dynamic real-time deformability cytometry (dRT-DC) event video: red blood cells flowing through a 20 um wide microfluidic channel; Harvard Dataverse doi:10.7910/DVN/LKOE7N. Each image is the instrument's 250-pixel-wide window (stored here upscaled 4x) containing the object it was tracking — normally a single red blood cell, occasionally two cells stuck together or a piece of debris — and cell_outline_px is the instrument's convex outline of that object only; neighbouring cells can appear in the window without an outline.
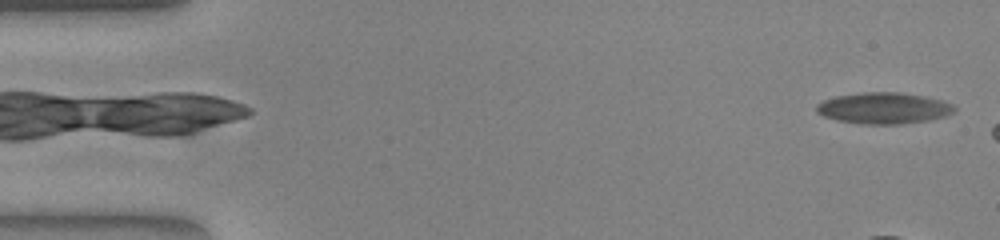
{"species": "common noctule bat (a hibernating species)", "species_latin": "Nyctalus noctula", "temperature_condition": "warm", "stored_images_in_passage": 10, "camera_frame_rate_fps": 3000, "um_per_image_px": 0.085, "animal": {"sex": "female", "body_mass_g": 23.0, "forearm_length_mm": 53.4}, "frame": {"image": 1, "passage_image": 1, "time_ms": 0.0, "image_size_px": [1000, 240], "cell_outline_px": [[956, 108], [952, 112], [944, 116], [928, 120], [900, 124], [860, 124], [836, 120], [824, 116], [816, 112], [816, 104], [824, 100], [836, 96], [864, 92], [900, 92], [924, 96], [944, 100], [952, 104]], "centroid_in_image_um": [75.1, 9.19], "position_along_channel_um": 9.9, "area_um2": 25.14}}